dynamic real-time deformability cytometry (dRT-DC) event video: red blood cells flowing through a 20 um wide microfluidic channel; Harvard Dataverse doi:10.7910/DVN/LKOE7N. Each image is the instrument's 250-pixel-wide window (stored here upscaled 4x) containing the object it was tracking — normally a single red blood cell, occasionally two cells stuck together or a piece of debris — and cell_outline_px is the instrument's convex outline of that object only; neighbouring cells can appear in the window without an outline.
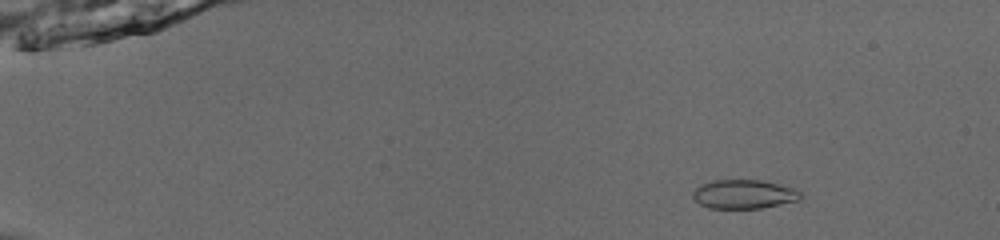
{"species": "common noctule bat (a hibernating species)", "species_latin": "Nyctalus noctula", "temperature_condition": "room temperature", "stored_images_in_passage": 44, "camera_frame_rate_fps": 3000, "um_per_image_px": 0.085, "animal": {"sex": "male", "body_mass_g": 13.0, "forearm_length_mm": 53.1}, "frame": {"image": 1, "passage_image": 3, "time_ms": 0.667, "image_size_px": [1000, 240], "cell_outline_px": [[804, 196], [800, 200], [760, 208], [708, 208], [700, 204], [692, 196], [692, 192], [700, 184], [712, 180], [760, 180], [796, 188]], "centroid_in_image_um": [63.24, 16.5], "position_along_channel_um": 21.8, "area_um2": 18.26}}
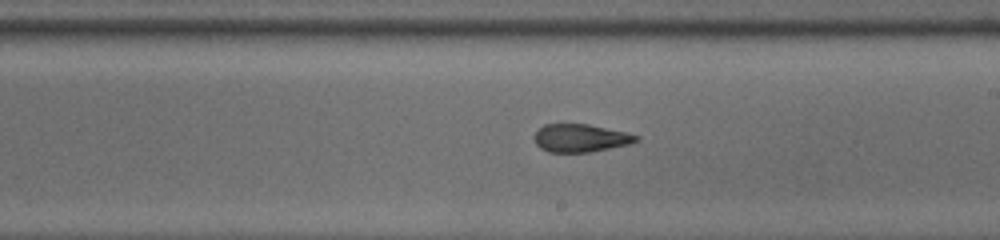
{"frame": {"image": 2, "passage_image": 28, "time_ms": 9.0, "image_size_px": [1000, 240], "cell_outline_px": [[640, 140], [632, 144], [588, 152], [548, 152], [540, 148], [536, 144], [536, 132], [544, 124], [588, 124], [624, 132], [640, 136]], "centroid_in_image_um": [49.38, 11.74], "position_along_channel_um": 239.6, "area_um2": 16.47}}
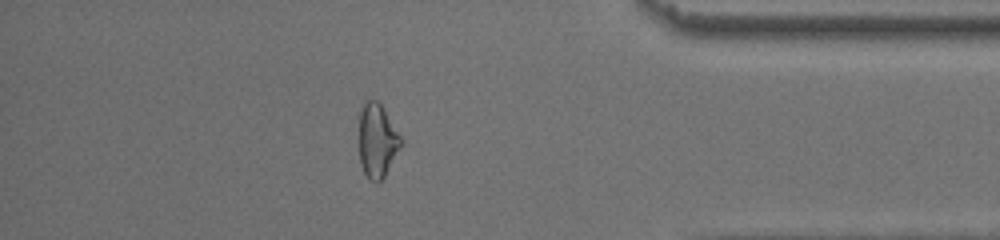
{"frame": {"image": 3, "passage_image": 42, "time_ms": 13.667, "image_size_px": [1000, 240], "cell_outline_px": [[404, 144], [384, 176], [376, 184], [368, 180], [360, 164], [360, 108], [364, 100], [376, 100], [384, 108], [404, 140]], "centroid_in_image_um": [32.09, 11.96], "position_along_channel_um": 403.1, "area_um2": 18.38}}